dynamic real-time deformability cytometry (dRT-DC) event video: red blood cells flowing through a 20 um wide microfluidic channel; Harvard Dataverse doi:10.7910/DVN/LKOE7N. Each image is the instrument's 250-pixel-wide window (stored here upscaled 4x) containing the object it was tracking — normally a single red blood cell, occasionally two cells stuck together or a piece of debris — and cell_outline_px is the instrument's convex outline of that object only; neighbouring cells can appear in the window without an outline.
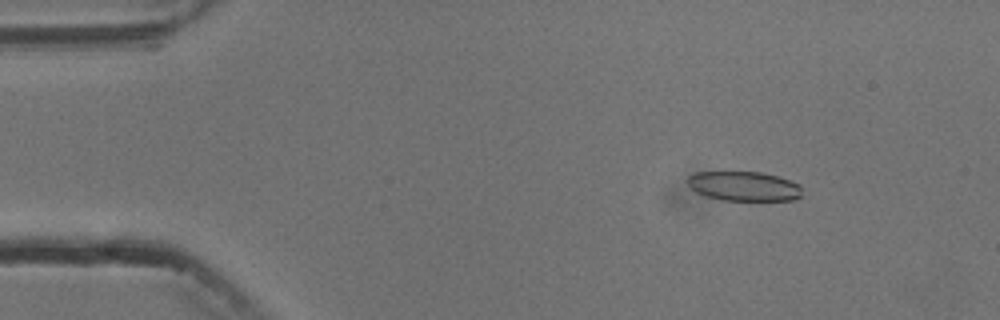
{"species": "common noctule bat (a hibernating species)", "species_latin": "Nyctalus noctula", "temperature_condition": "cold", "stored_images_in_passage": 6, "camera_frame_rate_fps": 3000, "um_per_image_px": 0.085, "animal": {"sex": "male", "body_mass_g": 13.3}, "frame": {"image": 1, "passage_image": 2, "time_ms": 1.0, "image_size_px": [1000, 320], "cell_outline_px": [[800, 196], [796, 200], [720, 200], [696, 192], [688, 184], [688, 176], [696, 172], [760, 172], [776, 176], [800, 184]], "centroid_in_image_um": [63.23, 15.83], "position_along_channel_um": 21.8, "area_um2": 19.48}}
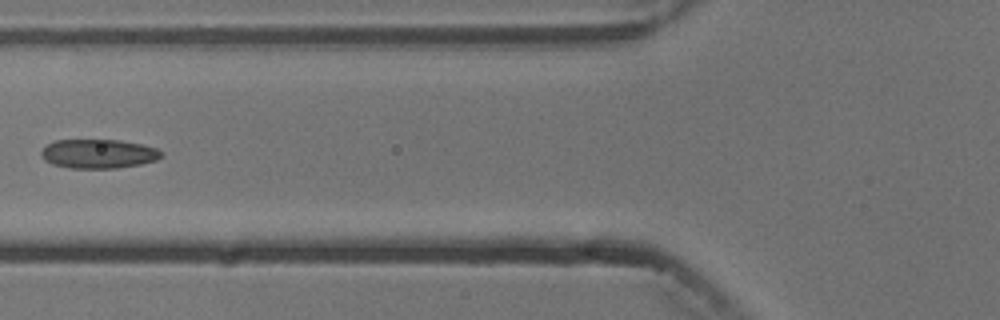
{"frame": {"image": 2, "passage_image": 5, "time_ms": 5.667, "image_size_px": [1000, 320], "cell_outline_px": [[160, 156], [156, 160], [140, 164], [116, 168], [68, 168], [52, 164], [44, 160], [40, 152], [48, 144], [56, 140], [120, 140], [140, 144], [156, 148], [160, 152]], "centroid_in_image_um": [8.32, 13.07], "position_along_channel_um": 117.5, "area_um2": 20.17}}
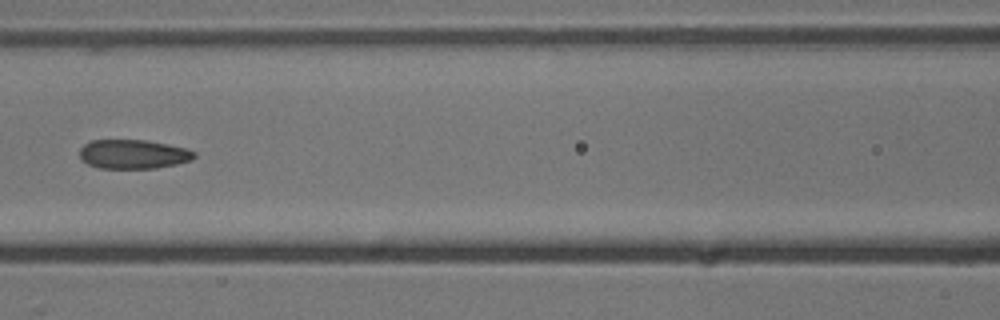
{"frame": {"image": 3, "passage_image": 6, "time_ms": 6.667, "image_size_px": [1000, 320], "cell_outline_px": [[196, 156], [192, 160], [176, 164], [156, 168], [100, 168], [88, 164], [80, 156], [80, 148], [84, 144], [92, 140], [144, 140], [168, 144], [188, 148], [196, 152]], "centroid_in_image_um": [11.37, 13.1], "position_along_channel_um": 155.2, "area_um2": 19.48}}